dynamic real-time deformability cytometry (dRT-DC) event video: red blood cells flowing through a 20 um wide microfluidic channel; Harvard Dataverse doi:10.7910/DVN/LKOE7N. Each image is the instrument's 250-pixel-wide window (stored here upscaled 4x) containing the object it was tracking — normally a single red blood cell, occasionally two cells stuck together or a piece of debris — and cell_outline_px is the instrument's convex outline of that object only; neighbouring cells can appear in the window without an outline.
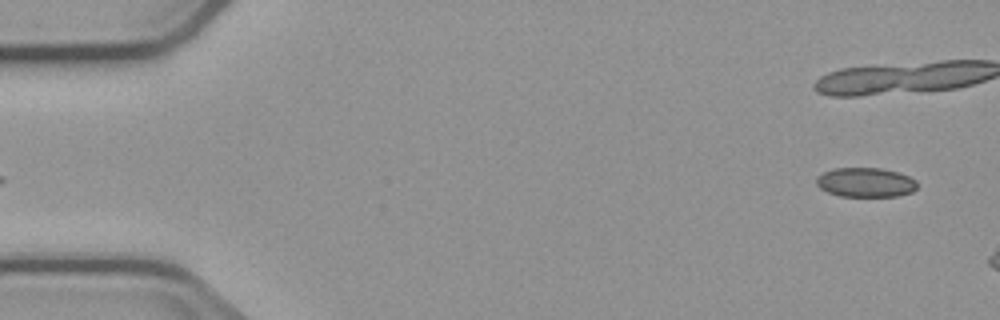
{"species": "common noctule bat (a hibernating species)", "species_latin": "Nyctalus noctula", "temperature_condition": "cold", "stored_images_in_passage": 4, "segment_of_instrument_passage": [2, 2], "camera_frame_rate_fps": 3000, "um_per_image_px": 0.085, "animal": {"sex": "male", "body_mass_g": 23.1, "forearm_length_mm": 52.7}, "frame": {"image": 1, "passage_image": 4, "time_ms": 4.667, "image_size_px": [1000, 320], "cell_outline_px": [[916, 188], [912, 192], [896, 196], [840, 196], [828, 192], [820, 188], [816, 184], [816, 180], [824, 172], [832, 168], [880, 168], [896, 172], [908, 176], [916, 180]], "centroid_in_image_um": [73.57, 15.5], "position_along_channel_um": 11.4, "area_um2": 17.11}}